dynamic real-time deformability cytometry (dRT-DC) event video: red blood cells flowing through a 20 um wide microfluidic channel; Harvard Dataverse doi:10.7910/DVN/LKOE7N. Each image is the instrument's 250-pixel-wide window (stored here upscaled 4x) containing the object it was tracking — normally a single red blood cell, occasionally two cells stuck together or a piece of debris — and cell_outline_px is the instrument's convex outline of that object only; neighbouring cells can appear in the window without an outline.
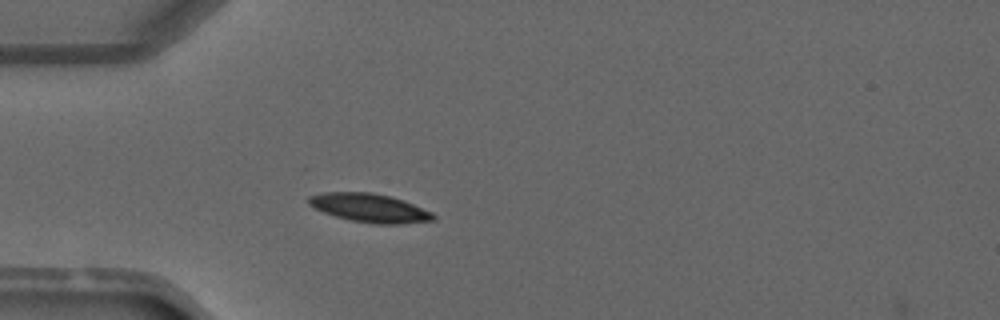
{"species": "common noctule bat (a hibernating species)", "species_latin": "Nyctalus noctula", "temperature_condition": "warm", "stored_images_in_passage": 1, "camera_frame_rate_fps": 3000, "um_per_image_px": 0.085, "animal": {"sex": "male", "forearm_length_mm": 52.5}, "frame": {"image": 1, "passage_image": 1, "time_ms": 0.0, "image_size_px": [1000, 320], "cell_outline_px": [[436, 216], [432, 220], [400, 224], [376, 224], [352, 220], [336, 216], [324, 212], [308, 204], [308, 196], [324, 192], [372, 192], [388, 196], [412, 204], [432, 212]], "centroid_in_image_um": [31.39, 17.67], "position_along_channel_um": 53.6, "area_um2": 20.4}}